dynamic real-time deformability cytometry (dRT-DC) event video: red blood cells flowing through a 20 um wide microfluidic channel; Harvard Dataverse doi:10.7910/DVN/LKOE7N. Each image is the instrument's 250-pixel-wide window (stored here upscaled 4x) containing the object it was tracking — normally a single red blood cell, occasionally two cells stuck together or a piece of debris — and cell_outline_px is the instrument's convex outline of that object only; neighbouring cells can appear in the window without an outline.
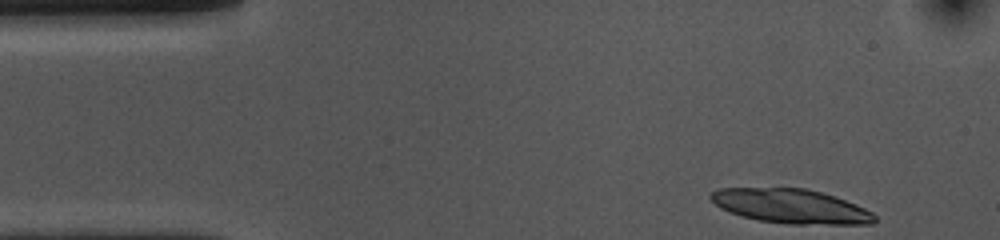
{"species": "common noctule bat (a hibernating species)", "species_latin": "Nyctalus noctula", "temperature_condition": "cold", "stored_images_in_passage": 24, "camera_frame_rate_fps": 3000, "um_per_image_px": 0.085, "animal": {"sex": "female", "body_mass_g": 10.0, "forearm_length_mm": 53.1}, "frame": {"image": 1, "passage_image": 1, "time_ms": 0.0, "image_size_px": [1000, 240], "cell_outline_px": [[876, 220], [872, 224], [788, 224], [760, 220], [740, 216], [728, 212], [720, 208], [708, 196], [712, 192], [720, 188], [804, 188], [820, 192], [856, 204], [872, 212], [876, 216]], "centroid_in_image_um": [67.21, 17.53], "position_along_channel_um": 17.8, "area_um2": 32.6}}
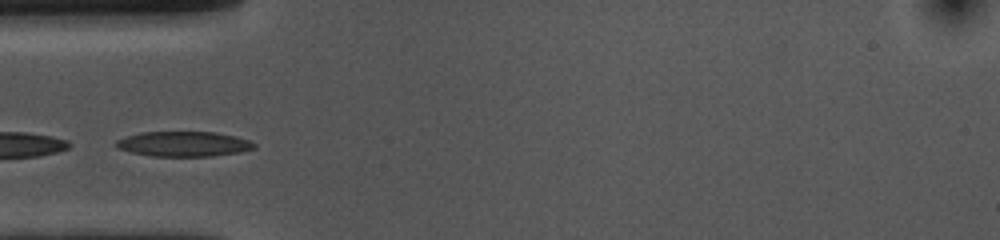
{"frame": {"image": 2, "passage_image": 12, "time_ms": 3.667, "image_size_px": [1000, 240], "cell_outline_px": [[256, 148], [240, 152], [212, 156], [152, 156], [132, 152], [116, 148], [116, 140], [140, 132], [216, 132], [236, 136], [248, 140], [256, 144]], "centroid_in_image_um": [15.63, 12.23], "position_along_channel_um": 69.4, "area_um2": 20.11}}
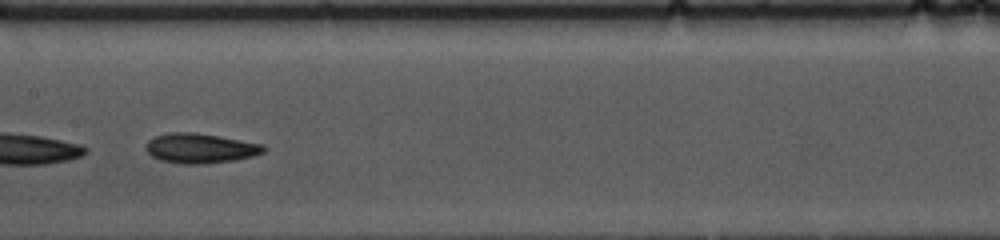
{"frame": {"image": 3, "passage_image": 22, "time_ms": 7.0, "image_size_px": [1000, 240], "cell_outline_px": [[268, 148], [264, 152], [252, 156], [236, 160], [196, 164], [184, 164], [160, 160], [152, 156], [144, 148], [148, 140], [152, 136], [168, 132], [192, 132], [264, 144]], "centroid_in_image_um": [17.0, 12.59], "position_along_channel_um": 190.4, "area_um2": 20.46}}